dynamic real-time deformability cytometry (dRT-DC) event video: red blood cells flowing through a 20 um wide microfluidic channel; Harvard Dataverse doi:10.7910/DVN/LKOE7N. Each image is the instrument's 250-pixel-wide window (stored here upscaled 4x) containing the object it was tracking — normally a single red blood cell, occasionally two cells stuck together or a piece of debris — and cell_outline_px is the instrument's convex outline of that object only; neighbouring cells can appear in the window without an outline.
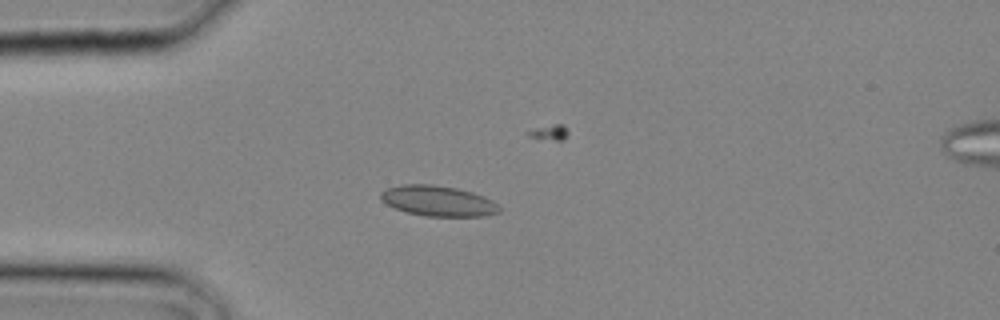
{"species": "common noctule bat (a hibernating species)", "species_latin": "Nyctalus noctula", "temperature_condition": "cold", "stored_images_in_passage": 2, "camera_frame_rate_fps": 3000, "um_per_image_px": 0.085, "animal": {"sex": "male", "body_mass_g": 20.4}, "frame": {"image": 1, "passage_image": 1, "time_ms": 0.0, "image_size_px": [1000, 320], "cell_outline_px": [[500, 212], [484, 216], [428, 216], [408, 212], [396, 208], [380, 200], [380, 192], [388, 188], [400, 184], [432, 184], [456, 188], [472, 192], [484, 196], [492, 200], [500, 208]], "centroid_in_image_um": [37.23, 17.07], "position_along_channel_um": 47.8, "area_um2": 20.92}}